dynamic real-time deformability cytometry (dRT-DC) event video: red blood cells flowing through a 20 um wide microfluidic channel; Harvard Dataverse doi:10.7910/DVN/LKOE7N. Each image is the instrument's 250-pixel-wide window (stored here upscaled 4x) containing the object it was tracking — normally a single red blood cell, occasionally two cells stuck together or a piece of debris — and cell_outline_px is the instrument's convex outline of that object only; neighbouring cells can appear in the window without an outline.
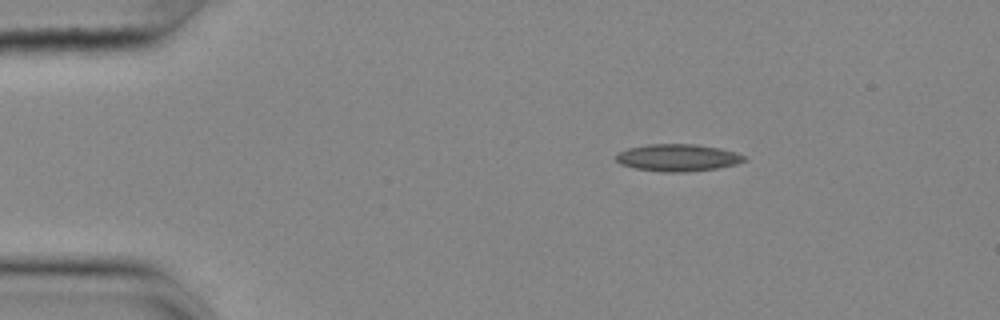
{"species": "common noctule bat (a hibernating species)", "species_latin": "Nyctalus noctula", "temperature_condition": "cold", "stored_images_in_passage": 39, "camera_frame_rate_fps": 3000, "um_per_image_px": 0.085, "animal": {"sex": "female", "body_mass_g": 25.1}, "frame": {"image": 1, "passage_image": 1, "time_ms": 0.0, "image_size_px": [1000, 320], "cell_outline_px": [[748, 160], [736, 164], [716, 168], [688, 172], [660, 172], [636, 168], [620, 164], [616, 160], [616, 156], [620, 152], [628, 148], [648, 144], [696, 144], [720, 148], [736, 152], [744, 156]], "centroid_in_image_um": [57.63, 13.4], "position_along_channel_um": 27.4, "area_um2": 20.29}}
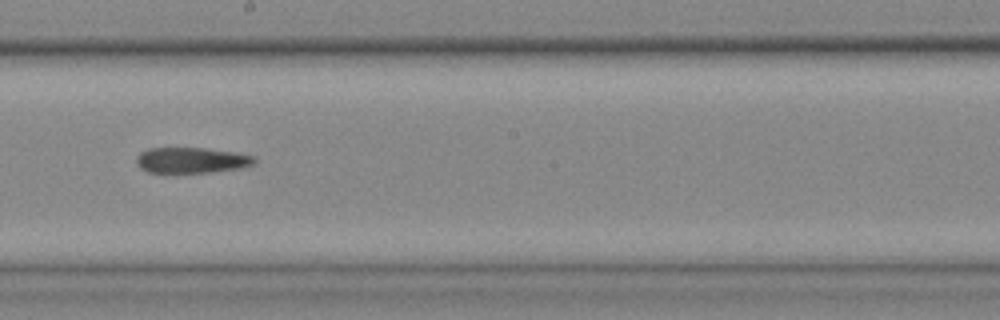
{"frame": {"image": 2, "passage_image": 23, "time_ms": 7.333, "image_size_px": [1000, 320], "cell_outline_px": [[256, 164], [244, 168], [212, 172], [148, 172], [140, 168], [136, 164], [136, 156], [140, 152], [148, 148], [204, 148], [236, 152], [256, 156]], "centroid_in_image_um": [16.32, 13.61], "position_along_channel_um": 231.9, "area_um2": 17.92}}
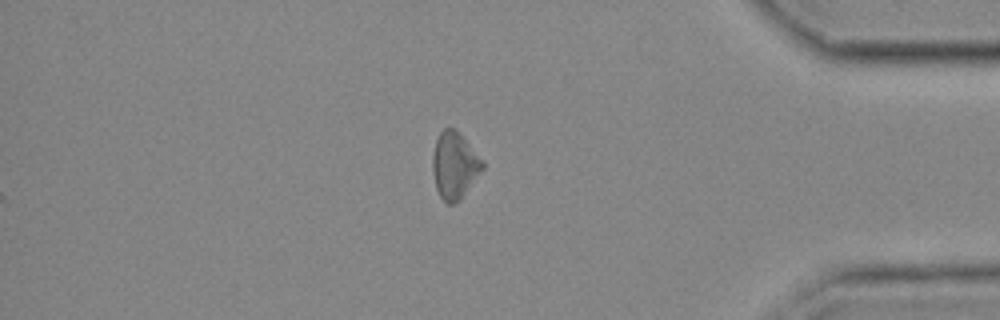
{"frame": {"image": 3, "passage_image": 39, "time_ms": 12.667, "image_size_px": [1000, 320], "cell_outline_px": [[484, 168], [460, 200], [456, 204], [448, 204], [440, 196], [436, 188], [432, 172], [432, 156], [436, 140], [440, 132], [444, 128], [456, 128], [484, 160]], "centroid_in_image_um": [38.64, 14.05], "position_along_channel_um": 396.6, "area_um2": 19.65}}